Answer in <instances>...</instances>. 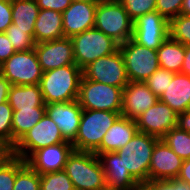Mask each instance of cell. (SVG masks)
<instances>
[{"instance_id":"24","label":"cell","mask_w":190,"mask_h":190,"mask_svg":"<svg viewBox=\"0 0 190 190\" xmlns=\"http://www.w3.org/2000/svg\"><path fill=\"white\" fill-rule=\"evenodd\" d=\"M8 103L13 110L46 107L39 84L11 85Z\"/></svg>"},{"instance_id":"19","label":"cell","mask_w":190,"mask_h":190,"mask_svg":"<svg viewBox=\"0 0 190 190\" xmlns=\"http://www.w3.org/2000/svg\"><path fill=\"white\" fill-rule=\"evenodd\" d=\"M158 100L144 82L129 81L123 88L121 116L136 120Z\"/></svg>"},{"instance_id":"8","label":"cell","mask_w":190,"mask_h":190,"mask_svg":"<svg viewBox=\"0 0 190 190\" xmlns=\"http://www.w3.org/2000/svg\"><path fill=\"white\" fill-rule=\"evenodd\" d=\"M67 142L61 130L47 113L15 144L11 154L22 158L24 161L40 148Z\"/></svg>"},{"instance_id":"44","label":"cell","mask_w":190,"mask_h":190,"mask_svg":"<svg viewBox=\"0 0 190 190\" xmlns=\"http://www.w3.org/2000/svg\"><path fill=\"white\" fill-rule=\"evenodd\" d=\"M181 73L190 77V46H185V55Z\"/></svg>"},{"instance_id":"39","label":"cell","mask_w":190,"mask_h":190,"mask_svg":"<svg viewBox=\"0 0 190 190\" xmlns=\"http://www.w3.org/2000/svg\"><path fill=\"white\" fill-rule=\"evenodd\" d=\"M12 24V2L0 0V33L5 32Z\"/></svg>"},{"instance_id":"27","label":"cell","mask_w":190,"mask_h":190,"mask_svg":"<svg viewBox=\"0 0 190 190\" xmlns=\"http://www.w3.org/2000/svg\"><path fill=\"white\" fill-rule=\"evenodd\" d=\"M40 9L36 0H20L12 2V23L16 28L34 29Z\"/></svg>"},{"instance_id":"10","label":"cell","mask_w":190,"mask_h":190,"mask_svg":"<svg viewBox=\"0 0 190 190\" xmlns=\"http://www.w3.org/2000/svg\"><path fill=\"white\" fill-rule=\"evenodd\" d=\"M0 74L9 80L11 85L39 84L43 71L34 49L16 51L0 65Z\"/></svg>"},{"instance_id":"11","label":"cell","mask_w":190,"mask_h":190,"mask_svg":"<svg viewBox=\"0 0 190 190\" xmlns=\"http://www.w3.org/2000/svg\"><path fill=\"white\" fill-rule=\"evenodd\" d=\"M82 74L85 79L120 88L129 83L124 59L119 49L90 63L82 70Z\"/></svg>"},{"instance_id":"17","label":"cell","mask_w":190,"mask_h":190,"mask_svg":"<svg viewBox=\"0 0 190 190\" xmlns=\"http://www.w3.org/2000/svg\"><path fill=\"white\" fill-rule=\"evenodd\" d=\"M181 159L162 139H158L152 151L149 166V181L170 180L179 176Z\"/></svg>"},{"instance_id":"37","label":"cell","mask_w":190,"mask_h":190,"mask_svg":"<svg viewBox=\"0 0 190 190\" xmlns=\"http://www.w3.org/2000/svg\"><path fill=\"white\" fill-rule=\"evenodd\" d=\"M184 0H156V11L168 21L181 14Z\"/></svg>"},{"instance_id":"46","label":"cell","mask_w":190,"mask_h":190,"mask_svg":"<svg viewBox=\"0 0 190 190\" xmlns=\"http://www.w3.org/2000/svg\"><path fill=\"white\" fill-rule=\"evenodd\" d=\"M11 150L0 140V160L6 158Z\"/></svg>"},{"instance_id":"30","label":"cell","mask_w":190,"mask_h":190,"mask_svg":"<svg viewBox=\"0 0 190 190\" xmlns=\"http://www.w3.org/2000/svg\"><path fill=\"white\" fill-rule=\"evenodd\" d=\"M5 34L16 51L32 50L35 47L34 29L16 28L12 23L7 27Z\"/></svg>"},{"instance_id":"40","label":"cell","mask_w":190,"mask_h":190,"mask_svg":"<svg viewBox=\"0 0 190 190\" xmlns=\"http://www.w3.org/2000/svg\"><path fill=\"white\" fill-rule=\"evenodd\" d=\"M39 9L54 10L63 13L73 0H36Z\"/></svg>"},{"instance_id":"6","label":"cell","mask_w":190,"mask_h":190,"mask_svg":"<svg viewBox=\"0 0 190 190\" xmlns=\"http://www.w3.org/2000/svg\"><path fill=\"white\" fill-rule=\"evenodd\" d=\"M76 65L83 70L100 57L119 49V44L102 31L91 28L71 37Z\"/></svg>"},{"instance_id":"47","label":"cell","mask_w":190,"mask_h":190,"mask_svg":"<svg viewBox=\"0 0 190 190\" xmlns=\"http://www.w3.org/2000/svg\"><path fill=\"white\" fill-rule=\"evenodd\" d=\"M181 14L190 16V0H184Z\"/></svg>"},{"instance_id":"16","label":"cell","mask_w":190,"mask_h":190,"mask_svg":"<svg viewBox=\"0 0 190 190\" xmlns=\"http://www.w3.org/2000/svg\"><path fill=\"white\" fill-rule=\"evenodd\" d=\"M97 2L73 0L62 13L64 37L94 28Z\"/></svg>"},{"instance_id":"34","label":"cell","mask_w":190,"mask_h":190,"mask_svg":"<svg viewBox=\"0 0 190 190\" xmlns=\"http://www.w3.org/2000/svg\"><path fill=\"white\" fill-rule=\"evenodd\" d=\"M13 108L7 102L0 104V140L10 149H13L12 131Z\"/></svg>"},{"instance_id":"1","label":"cell","mask_w":190,"mask_h":190,"mask_svg":"<svg viewBox=\"0 0 190 190\" xmlns=\"http://www.w3.org/2000/svg\"><path fill=\"white\" fill-rule=\"evenodd\" d=\"M82 76L76 64L43 72L39 85L45 104L77 100Z\"/></svg>"},{"instance_id":"15","label":"cell","mask_w":190,"mask_h":190,"mask_svg":"<svg viewBox=\"0 0 190 190\" xmlns=\"http://www.w3.org/2000/svg\"><path fill=\"white\" fill-rule=\"evenodd\" d=\"M74 151L70 142H63L34 151L25 162L40 175L64 170L68 157Z\"/></svg>"},{"instance_id":"18","label":"cell","mask_w":190,"mask_h":190,"mask_svg":"<svg viewBox=\"0 0 190 190\" xmlns=\"http://www.w3.org/2000/svg\"><path fill=\"white\" fill-rule=\"evenodd\" d=\"M83 108L77 100L46 104V113L57 124L65 141H75Z\"/></svg>"},{"instance_id":"4","label":"cell","mask_w":190,"mask_h":190,"mask_svg":"<svg viewBox=\"0 0 190 190\" xmlns=\"http://www.w3.org/2000/svg\"><path fill=\"white\" fill-rule=\"evenodd\" d=\"M158 139L156 136L137 131L124 147L116 151L124 168L137 182L149 181L152 151Z\"/></svg>"},{"instance_id":"43","label":"cell","mask_w":190,"mask_h":190,"mask_svg":"<svg viewBox=\"0 0 190 190\" xmlns=\"http://www.w3.org/2000/svg\"><path fill=\"white\" fill-rule=\"evenodd\" d=\"M177 178L187 184H190V159L183 160L181 171Z\"/></svg>"},{"instance_id":"21","label":"cell","mask_w":190,"mask_h":190,"mask_svg":"<svg viewBox=\"0 0 190 190\" xmlns=\"http://www.w3.org/2000/svg\"><path fill=\"white\" fill-rule=\"evenodd\" d=\"M159 101L169 105L183 118L190 111V77L175 73Z\"/></svg>"},{"instance_id":"36","label":"cell","mask_w":190,"mask_h":190,"mask_svg":"<svg viewBox=\"0 0 190 190\" xmlns=\"http://www.w3.org/2000/svg\"><path fill=\"white\" fill-rule=\"evenodd\" d=\"M130 18L134 21L139 16L156 11V0H118Z\"/></svg>"},{"instance_id":"26","label":"cell","mask_w":190,"mask_h":190,"mask_svg":"<svg viewBox=\"0 0 190 190\" xmlns=\"http://www.w3.org/2000/svg\"><path fill=\"white\" fill-rule=\"evenodd\" d=\"M46 113V107L13 110V147Z\"/></svg>"},{"instance_id":"33","label":"cell","mask_w":190,"mask_h":190,"mask_svg":"<svg viewBox=\"0 0 190 190\" xmlns=\"http://www.w3.org/2000/svg\"><path fill=\"white\" fill-rule=\"evenodd\" d=\"M17 174V156L9 154L0 160V190H13Z\"/></svg>"},{"instance_id":"29","label":"cell","mask_w":190,"mask_h":190,"mask_svg":"<svg viewBox=\"0 0 190 190\" xmlns=\"http://www.w3.org/2000/svg\"><path fill=\"white\" fill-rule=\"evenodd\" d=\"M13 190H40V174L17 157V174Z\"/></svg>"},{"instance_id":"31","label":"cell","mask_w":190,"mask_h":190,"mask_svg":"<svg viewBox=\"0 0 190 190\" xmlns=\"http://www.w3.org/2000/svg\"><path fill=\"white\" fill-rule=\"evenodd\" d=\"M40 190H75L64 170L40 175Z\"/></svg>"},{"instance_id":"9","label":"cell","mask_w":190,"mask_h":190,"mask_svg":"<svg viewBox=\"0 0 190 190\" xmlns=\"http://www.w3.org/2000/svg\"><path fill=\"white\" fill-rule=\"evenodd\" d=\"M129 81L144 82L160 66L157 50L139 45L132 38L119 45Z\"/></svg>"},{"instance_id":"23","label":"cell","mask_w":190,"mask_h":190,"mask_svg":"<svg viewBox=\"0 0 190 190\" xmlns=\"http://www.w3.org/2000/svg\"><path fill=\"white\" fill-rule=\"evenodd\" d=\"M64 38L62 13L40 9L34 25V41L42 43Z\"/></svg>"},{"instance_id":"7","label":"cell","mask_w":190,"mask_h":190,"mask_svg":"<svg viewBox=\"0 0 190 190\" xmlns=\"http://www.w3.org/2000/svg\"><path fill=\"white\" fill-rule=\"evenodd\" d=\"M123 88L96 81L80 80L77 101L85 110L121 112Z\"/></svg>"},{"instance_id":"25","label":"cell","mask_w":190,"mask_h":190,"mask_svg":"<svg viewBox=\"0 0 190 190\" xmlns=\"http://www.w3.org/2000/svg\"><path fill=\"white\" fill-rule=\"evenodd\" d=\"M185 46L170 37L157 50L159 66L174 73H181Z\"/></svg>"},{"instance_id":"48","label":"cell","mask_w":190,"mask_h":190,"mask_svg":"<svg viewBox=\"0 0 190 190\" xmlns=\"http://www.w3.org/2000/svg\"><path fill=\"white\" fill-rule=\"evenodd\" d=\"M182 123L187 127L190 132V111L182 118Z\"/></svg>"},{"instance_id":"14","label":"cell","mask_w":190,"mask_h":190,"mask_svg":"<svg viewBox=\"0 0 190 190\" xmlns=\"http://www.w3.org/2000/svg\"><path fill=\"white\" fill-rule=\"evenodd\" d=\"M34 50L43 72L76 64L71 38L36 43Z\"/></svg>"},{"instance_id":"5","label":"cell","mask_w":190,"mask_h":190,"mask_svg":"<svg viewBox=\"0 0 190 190\" xmlns=\"http://www.w3.org/2000/svg\"><path fill=\"white\" fill-rule=\"evenodd\" d=\"M133 22L119 1L103 0L97 3L94 28L119 45L132 38Z\"/></svg>"},{"instance_id":"12","label":"cell","mask_w":190,"mask_h":190,"mask_svg":"<svg viewBox=\"0 0 190 190\" xmlns=\"http://www.w3.org/2000/svg\"><path fill=\"white\" fill-rule=\"evenodd\" d=\"M137 130L161 139L182 122V118L167 104L157 101L136 120Z\"/></svg>"},{"instance_id":"2","label":"cell","mask_w":190,"mask_h":190,"mask_svg":"<svg viewBox=\"0 0 190 190\" xmlns=\"http://www.w3.org/2000/svg\"><path fill=\"white\" fill-rule=\"evenodd\" d=\"M64 171L75 190H106L102 163L94 152L76 151L68 157Z\"/></svg>"},{"instance_id":"41","label":"cell","mask_w":190,"mask_h":190,"mask_svg":"<svg viewBox=\"0 0 190 190\" xmlns=\"http://www.w3.org/2000/svg\"><path fill=\"white\" fill-rule=\"evenodd\" d=\"M16 50L9 42L5 32L0 33V65H2L7 59H9Z\"/></svg>"},{"instance_id":"38","label":"cell","mask_w":190,"mask_h":190,"mask_svg":"<svg viewBox=\"0 0 190 190\" xmlns=\"http://www.w3.org/2000/svg\"><path fill=\"white\" fill-rule=\"evenodd\" d=\"M156 190H190V184H187L178 178L170 180L148 181Z\"/></svg>"},{"instance_id":"42","label":"cell","mask_w":190,"mask_h":190,"mask_svg":"<svg viewBox=\"0 0 190 190\" xmlns=\"http://www.w3.org/2000/svg\"><path fill=\"white\" fill-rule=\"evenodd\" d=\"M10 87L9 80L0 74V104L8 101Z\"/></svg>"},{"instance_id":"28","label":"cell","mask_w":190,"mask_h":190,"mask_svg":"<svg viewBox=\"0 0 190 190\" xmlns=\"http://www.w3.org/2000/svg\"><path fill=\"white\" fill-rule=\"evenodd\" d=\"M161 139L181 159H190V132L182 122L168 131Z\"/></svg>"},{"instance_id":"3","label":"cell","mask_w":190,"mask_h":190,"mask_svg":"<svg viewBox=\"0 0 190 190\" xmlns=\"http://www.w3.org/2000/svg\"><path fill=\"white\" fill-rule=\"evenodd\" d=\"M120 116L121 112L83 109L78 132L72 143L74 150L94 152L101 145L107 130Z\"/></svg>"},{"instance_id":"35","label":"cell","mask_w":190,"mask_h":190,"mask_svg":"<svg viewBox=\"0 0 190 190\" xmlns=\"http://www.w3.org/2000/svg\"><path fill=\"white\" fill-rule=\"evenodd\" d=\"M174 72L159 67L144 83L159 98L166 91Z\"/></svg>"},{"instance_id":"20","label":"cell","mask_w":190,"mask_h":190,"mask_svg":"<svg viewBox=\"0 0 190 190\" xmlns=\"http://www.w3.org/2000/svg\"><path fill=\"white\" fill-rule=\"evenodd\" d=\"M105 184L109 190H132L138 183L122 165V159L116 152L101 153Z\"/></svg>"},{"instance_id":"32","label":"cell","mask_w":190,"mask_h":190,"mask_svg":"<svg viewBox=\"0 0 190 190\" xmlns=\"http://www.w3.org/2000/svg\"><path fill=\"white\" fill-rule=\"evenodd\" d=\"M169 37L190 46V16L180 14L169 21Z\"/></svg>"},{"instance_id":"13","label":"cell","mask_w":190,"mask_h":190,"mask_svg":"<svg viewBox=\"0 0 190 190\" xmlns=\"http://www.w3.org/2000/svg\"><path fill=\"white\" fill-rule=\"evenodd\" d=\"M169 37V21L157 11L139 16L133 22L132 39L139 45L158 50Z\"/></svg>"},{"instance_id":"45","label":"cell","mask_w":190,"mask_h":190,"mask_svg":"<svg viewBox=\"0 0 190 190\" xmlns=\"http://www.w3.org/2000/svg\"><path fill=\"white\" fill-rule=\"evenodd\" d=\"M132 190H156L149 182H138Z\"/></svg>"},{"instance_id":"22","label":"cell","mask_w":190,"mask_h":190,"mask_svg":"<svg viewBox=\"0 0 190 190\" xmlns=\"http://www.w3.org/2000/svg\"><path fill=\"white\" fill-rule=\"evenodd\" d=\"M135 120L120 116L103 136L101 145L94 151L98 156L101 153L116 152L124 147L137 133Z\"/></svg>"},{"instance_id":"49","label":"cell","mask_w":190,"mask_h":190,"mask_svg":"<svg viewBox=\"0 0 190 190\" xmlns=\"http://www.w3.org/2000/svg\"><path fill=\"white\" fill-rule=\"evenodd\" d=\"M85 1H92V2H101V1H103V0H85Z\"/></svg>"}]
</instances>
